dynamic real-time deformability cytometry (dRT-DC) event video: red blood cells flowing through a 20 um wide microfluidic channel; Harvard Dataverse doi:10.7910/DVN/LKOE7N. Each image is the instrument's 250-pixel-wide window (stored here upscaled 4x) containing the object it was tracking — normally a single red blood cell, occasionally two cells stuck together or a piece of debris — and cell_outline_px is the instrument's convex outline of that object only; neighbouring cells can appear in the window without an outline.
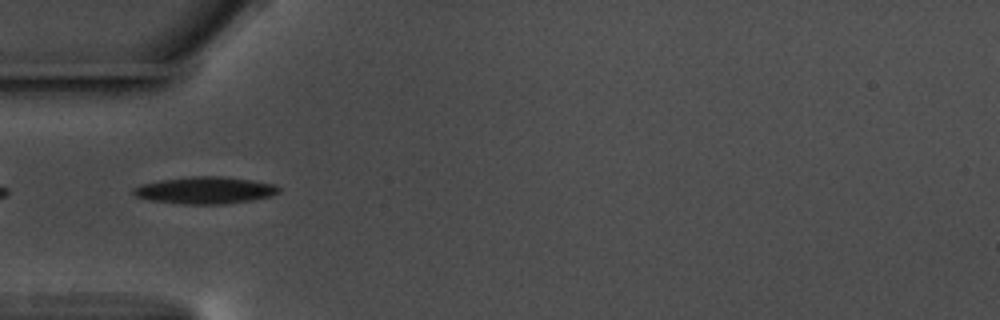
{"species": "common noctule bat (a hibernating species)", "species_latin": "Nyctalus noctula", "temperature_condition": "warm", "stored_images_in_passage": 41, "camera_frame_rate_fps": 3000, "um_per_image_px": 0.085, "animal": {"sex": "male", "body_mass_g": 17.5, "forearm_length_mm": 52.3}, "frame": {"image": 1, "passage_image": 2, "time_ms": 0.333, "image_size_px": [1000, 320], "cell_outline_px": [[280, 192], [268, 196], [252, 200], [228, 204], [180, 204], [148, 200], [136, 196], [132, 192], [132, 188], [140, 184], [160, 180], [192, 176], [220, 176], [252, 180], [276, 184], [280, 188]], "centroid_in_image_um": [17.41, 16.17], "position_along_channel_um": 67.6, "area_um2": 23.06}}
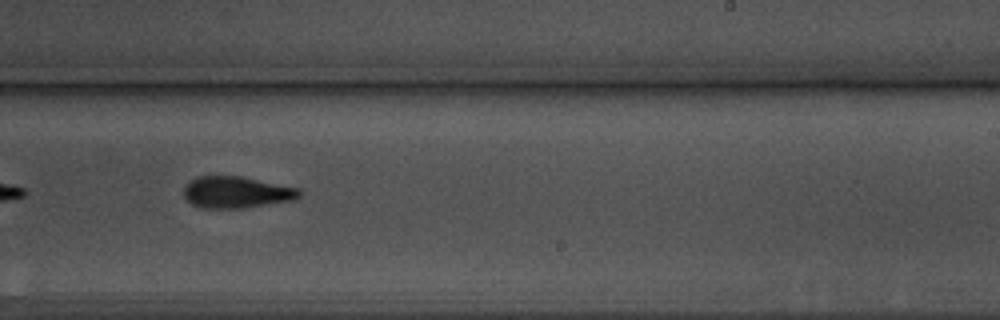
{"frame": {"image": 2, "passage_image": 19, "time_ms": 6.0, "image_size_px": [1000, 320], "cell_outline_px": [[300, 196], [292, 200], [244, 208], [200, 208], [192, 204], [184, 196], [184, 188], [196, 176], [240, 176], [300, 188]], "centroid_in_image_um": [20.09, 16.34], "position_along_channel_um": 268.9, "area_um2": 21.15}}
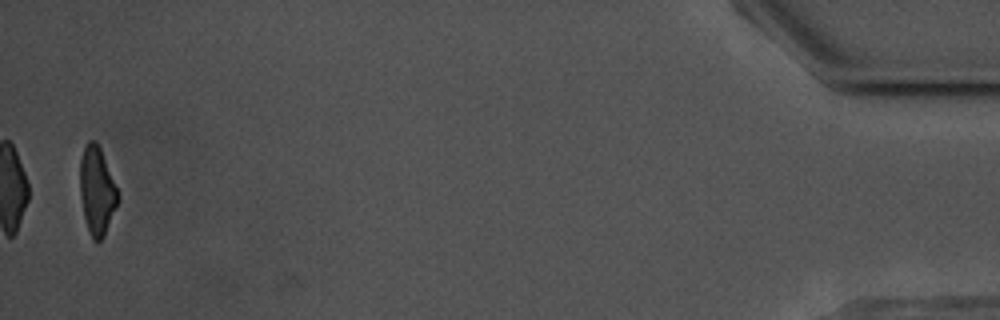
{"frame": {"image": 3, "passage_image": 40, "time_ms": 13.0, "image_size_px": [1000, 320], "cell_outline_px": [[120, 196], [104, 236], [100, 240], [92, 240], [84, 216], [80, 196], [80, 160], [84, 144], [88, 140], [96, 140], [100, 148]], "centroid_in_image_um": [8.22, 16.17], "position_along_channel_um": 427.0, "area_um2": 19.25}, "authors_computed_cell_mechanics": {"area_um2": 21.1548, "velocity_mm_per_s": 3.5656, "shape_relaxation_time_tau1_ms": 2.8421, "shape_relaxation_time_tau2_ms": 4.585, "deformation_change_tau1": 0.1502, "deformation_change_tau2": 0.1394}}